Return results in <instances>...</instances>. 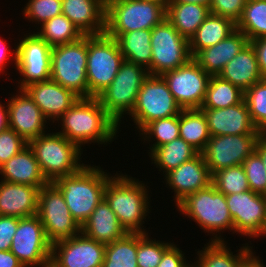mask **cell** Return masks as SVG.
<instances>
[{
    "label": "cell",
    "instance_id": "5",
    "mask_svg": "<svg viewBox=\"0 0 266 267\" xmlns=\"http://www.w3.org/2000/svg\"><path fill=\"white\" fill-rule=\"evenodd\" d=\"M49 132L31 140L28 145L35 154L43 176L48 182H53L61 176L79 172L86 164L80 162L83 149L62 134Z\"/></svg>",
    "mask_w": 266,
    "mask_h": 267
},
{
    "label": "cell",
    "instance_id": "52",
    "mask_svg": "<svg viewBox=\"0 0 266 267\" xmlns=\"http://www.w3.org/2000/svg\"><path fill=\"white\" fill-rule=\"evenodd\" d=\"M254 151L260 156L266 169V139L262 135L256 141Z\"/></svg>",
    "mask_w": 266,
    "mask_h": 267
},
{
    "label": "cell",
    "instance_id": "6",
    "mask_svg": "<svg viewBox=\"0 0 266 267\" xmlns=\"http://www.w3.org/2000/svg\"><path fill=\"white\" fill-rule=\"evenodd\" d=\"M149 75L144 66L124 60L112 83L97 96L101 106L119 126L124 115H130L135 108L138 92Z\"/></svg>",
    "mask_w": 266,
    "mask_h": 267
},
{
    "label": "cell",
    "instance_id": "46",
    "mask_svg": "<svg viewBox=\"0 0 266 267\" xmlns=\"http://www.w3.org/2000/svg\"><path fill=\"white\" fill-rule=\"evenodd\" d=\"M246 0H211L210 12L213 15L231 19L235 24L240 20Z\"/></svg>",
    "mask_w": 266,
    "mask_h": 267
},
{
    "label": "cell",
    "instance_id": "24",
    "mask_svg": "<svg viewBox=\"0 0 266 267\" xmlns=\"http://www.w3.org/2000/svg\"><path fill=\"white\" fill-rule=\"evenodd\" d=\"M0 181V216L22 218L37 214L38 187Z\"/></svg>",
    "mask_w": 266,
    "mask_h": 267
},
{
    "label": "cell",
    "instance_id": "49",
    "mask_svg": "<svg viewBox=\"0 0 266 267\" xmlns=\"http://www.w3.org/2000/svg\"><path fill=\"white\" fill-rule=\"evenodd\" d=\"M4 38H1L0 36V73L3 74L5 69L7 67V63H9L12 61L14 63L13 67H16V63H17V46H15L13 50L8 49L9 43L6 44L7 41H3ZM11 59V60H10Z\"/></svg>",
    "mask_w": 266,
    "mask_h": 267
},
{
    "label": "cell",
    "instance_id": "48",
    "mask_svg": "<svg viewBox=\"0 0 266 267\" xmlns=\"http://www.w3.org/2000/svg\"><path fill=\"white\" fill-rule=\"evenodd\" d=\"M177 244H172L162 256L160 263L157 267H193V263L190 260L186 261L185 253L179 249Z\"/></svg>",
    "mask_w": 266,
    "mask_h": 267
},
{
    "label": "cell",
    "instance_id": "56",
    "mask_svg": "<svg viewBox=\"0 0 266 267\" xmlns=\"http://www.w3.org/2000/svg\"><path fill=\"white\" fill-rule=\"evenodd\" d=\"M146 1L157 2V3L161 4V5H163L165 8H167L168 3L170 2V0H146Z\"/></svg>",
    "mask_w": 266,
    "mask_h": 267
},
{
    "label": "cell",
    "instance_id": "34",
    "mask_svg": "<svg viewBox=\"0 0 266 267\" xmlns=\"http://www.w3.org/2000/svg\"><path fill=\"white\" fill-rule=\"evenodd\" d=\"M179 137L200 153L205 149L211 136L201 109H182L179 114Z\"/></svg>",
    "mask_w": 266,
    "mask_h": 267
},
{
    "label": "cell",
    "instance_id": "27",
    "mask_svg": "<svg viewBox=\"0 0 266 267\" xmlns=\"http://www.w3.org/2000/svg\"><path fill=\"white\" fill-rule=\"evenodd\" d=\"M0 175L2 181L36 186L39 189L48 183L29 145L0 166Z\"/></svg>",
    "mask_w": 266,
    "mask_h": 267
},
{
    "label": "cell",
    "instance_id": "47",
    "mask_svg": "<svg viewBox=\"0 0 266 267\" xmlns=\"http://www.w3.org/2000/svg\"><path fill=\"white\" fill-rule=\"evenodd\" d=\"M19 218L0 216V251H9Z\"/></svg>",
    "mask_w": 266,
    "mask_h": 267
},
{
    "label": "cell",
    "instance_id": "4",
    "mask_svg": "<svg viewBox=\"0 0 266 267\" xmlns=\"http://www.w3.org/2000/svg\"><path fill=\"white\" fill-rule=\"evenodd\" d=\"M176 207L183 216H188L187 218L197 223L203 232L212 235L209 241H225L226 238H222L221 233L225 230L233 232V220L225 195L217 191L212 184L189 194Z\"/></svg>",
    "mask_w": 266,
    "mask_h": 267
},
{
    "label": "cell",
    "instance_id": "50",
    "mask_svg": "<svg viewBox=\"0 0 266 267\" xmlns=\"http://www.w3.org/2000/svg\"><path fill=\"white\" fill-rule=\"evenodd\" d=\"M249 42L256 52L259 70L263 78H266V37L254 39Z\"/></svg>",
    "mask_w": 266,
    "mask_h": 267
},
{
    "label": "cell",
    "instance_id": "15",
    "mask_svg": "<svg viewBox=\"0 0 266 267\" xmlns=\"http://www.w3.org/2000/svg\"><path fill=\"white\" fill-rule=\"evenodd\" d=\"M182 109H200L211 75L192 58L183 66L161 75Z\"/></svg>",
    "mask_w": 266,
    "mask_h": 267
},
{
    "label": "cell",
    "instance_id": "58",
    "mask_svg": "<svg viewBox=\"0 0 266 267\" xmlns=\"http://www.w3.org/2000/svg\"><path fill=\"white\" fill-rule=\"evenodd\" d=\"M47 267H57V266L52 261H50Z\"/></svg>",
    "mask_w": 266,
    "mask_h": 267
},
{
    "label": "cell",
    "instance_id": "37",
    "mask_svg": "<svg viewBox=\"0 0 266 267\" xmlns=\"http://www.w3.org/2000/svg\"><path fill=\"white\" fill-rule=\"evenodd\" d=\"M137 233H127L119 240L106 244L103 267H138Z\"/></svg>",
    "mask_w": 266,
    "mask_h": 267
},
{
    "label": "cell",
    "instance_id": "13",
    "mask_svg": "<svg viewBox=\"0 0 266 267\" xmlns=\"http://www.w3.org/2000/svg\"><path fill=\"white\" fill-rule=\"evenodd\" d=\"M52 244L45 235L38 215L19 218L10 251L24 267H47L51 261Z\"/></svg>",
    "mask_w": 266,
    "mask_h": 267
},
{
    "label": "cell",
    "instance_id": "55",
    "mask_svg": "<svg viewBox=\"0 0 266 267\" xmlns=\"http://www.w3.org/2000/svg\"><path fill=\"white\" fill-rule=\"evenodd\" d=\"M259 256H257L247 267H265V263L263 260H260Z\"/></svg>",
    "mask_w": 266,
    "mask_h": 267
},
{
    "label": "cell",
    "instance_id": "23",
    "mask_svg": "<svg viewBox=\"0 0 266 267\" xmlns=\"http://www.w3.org/2000/svg\"><path fill=\"white\" fill-rule=\"evenodd\" d=\"M248 43L247 36L236 28L216 45L198 51L192 59L211 76L219 75L224 66Z\"/></svg>",
    "mask_w": 266,
    "mask_h": 267
},
{
    "label": "cell",
    "instance_id": "8",
    "mask_svg": "<svg viewBox=\"0 0 266 267\" xmlns=\"http://www.w3.org/2000/svg\"><path fill=\"white\" fill-rule=\"evenodd\" d=\"M123 61L115 38L106 33L87 35L88 98L97 97L112 83Z\"/></svg>",
    "mask_w": 266,
    "mask_h": 267
},
{
    "label": "cell",
    "instance_id": "9",
    "mask_svg": "<svg viewBox=\"0 0 266 267\" xmlns=\"http://www.w3.org/2000/svg\"><path fill=\"white\" fill-rule=\"evenodd\" d=\"M87 35L73 43L52 48L51 77L80 98H88Z\"/></svg>",
    "mask_w": 266,
    "mask_h": 267
},
{
    "label": "cell",
    "instance_id": "53",
    "mask_svg": "<svg viewBox=\"0 0 266 267\" xmlns=\"http://www.w3.org/2000/svg\"><path fill=\"white\" fill-rule=\"evenodd\" d=\"M0 101V131L9 127L8 106ZM3 104V105H2Z\"/></svg>",
    "mask_w": 266,
    "mask_h": 267
},
{
    "label": "cell",
    "instance_id": "19",
    "mask_svg": "<svg viewBox=\"0 0 266 267\" xmlns=\"http://www.w3.org/2000/svg\"><path fill=\"white\" fill-rule=\"evenodd\" d=\"M7 101L9 128L27 143L47 132V119L23 89H17ZM47 127V128H46Z\"/></svg>",
    "mask_w": 266,
    "mask_h": 267
},
{
    "label": "cell",
    "instance_id": "29",
    "mask_svg": "<svg viewBox=\"0 0 266 267\" xmlns=\"http://www.w3.org/2000/svg\"><path fill=\"white\" fill-rule=\"evenodd\" d=\"M225 79L243 92L252 87L255 83L263 80L259 70L256 52L249 42L242 50L230 60L219 73Z\"/></svg>",
    "mask_w": 266,
    "mask_h": 267
},
{
    "label": "cell",
    "instance_id": "26",
    "mask_svg": "<svg viewBox=\"0 0 266 267\" xmlns=\"http://www.w3.org/2000/svg\"><path fill=\"white\" fill-rule=\"evenodd\" d=\"M62 14L84 35L105 33L106 8L101 0H62Z\"/></svg>",
    "mask_w": 266,
    "mask_h": 267
},
{
    "label": "cell",
    "instance_id": "60",
    "mask_svg": "<svg viewBox=\"0 0 266 267\" xmlns=\"http://www.w3.org/2000/svg\"><path fill=\"white\" fill-rule=\"evenodd\" d=\"M261 135L266 139V130Z\"/></svg>",
    "mask_w": 266,
    "mask_h": 267
},
{
    "label": "cell",
    "instance_id": "18",
    "mask_svg": "<svg viewBox=\"0 0 266 267\" xmlns=\"http://www.w3.org/2000/svg\"><path fill=\"white\" fill-rule=\"evenodd\" d=\"M106 245L80 232L52 244L51 261L57 267H103Z\"/></svg>",
    "mask_w": 266,
    "mask_h": 267
},
{
    "label": "cell",
    "instance_id": "51",
    "mask_svg": "<svg viewBox=\"0 0 266 267\" xmlns=\"http://www.w3.org/2000/svg\"><path fill=\"white\" fill-rule=\"evenodd\" d=\"M0 267H24L19 259L9 250L0 251Z\"/></svg>",
    "mask_w": 266,
    "mask_h": 267
},
{
    "label": "cell",
    "instance_id": "10",
    "mask_svg": "<svg viewBox=\"0 0 266 267\" xmlns=\"http://www.w3.org/2000/svg\"><path fill=\"white\" fill-rule=\"evenodd\" d=\"M37 215L51 244L81 232V226L72 217L62 192L53 182L39 190Z\"/></svg>",
    "mask_w": 266,
    "mask_h": 267
},
{
    "label": "cell",
    "instance_id": "32",
    "mask_svg": "<svg viewBox=\"0 0 266 267\" xmlns=\"http://www.w3.org/2000/svg\"><path fill=\"white\" fill-rule=\"evenodd\" d=\"M200 152L180 137L157 147L150 155L152 163L165 175Z\"/></svg>",
    "mask_w": 266,
    "mask_h": 267
},
{
    "label": "cell",
    "instance_id": "44",
    "mask_svg": "<svg viewBox=\"0 0 266 267\" xmlns=\"http://www.w3.org/2000/svg\"><path fill=\"white\" fill-rule=\"evenodd\" d=\"M243 167L252 192L266 195V169L260 156L253 151L244 161Z\"/></svg>",
    "mask_w": 266,
    "mask_h": 267
},
{
    "label": "cell",
    "instance_id": "28",
    "mask_svg": "<svg viewBox=\"0 0 266 267\" xmlns=\"http://www.w3.org/2000/svg\"><path fill=\"white\" fill-rule=\"evenodd\" d=\"M81 232L105 245L119 240L127 234L104 198L83 223Z\"/></svg>",
    "mask_w": 266,
    "mask_h": 267
},
{
    "label": "cell",
    "instance_id": "11",
    "mask_svg": "<svg viewBox=\"0 0 266 267\" xmlns=\"http://www.w3.org/2000/svg\"><path fill=\"white\" fill-rule=\"evenodd\" d=\"M181 111L164 79L149 75L138 92L135 108L129 116L139 133L151 121L176 116Z\"/></svg>",
    "mask_w": 266,
    "mask_h": 267
},
{
    "label": "cell",
    "instance_id": "57",
    "mask_svg": "<svg viewBox=\"0 0 266 267\" xmlns=\"http://www.w3.org/2000/svg\"><path fill=\"white\" fill-rule=\"evenodd\" d=\"M118 0H101L102 4L104 5V7L106 8L108 5H110L113 2H116Z\"/></svg>",
    "mask_w": 266,
    "mask_h": 267
},
{
    "label": "cell",
    "instance_id": "45",
    "mask_svg": "<svg viewBox=\"0 0 266 267\" xmlns=\"http://www.w3.org/2000/svg\"><path fill=\"white\" fill-rule=\"evenodd\" d=\"M27 145L28 143L11 128L0 131V166Z\"/></svg>",
    "mask_w": 266,
    "mask_h": 267
},
{
    "label": "cell",
    "instance_id": "40",
    "mask_svg": "<svg viewBox=\"0 0 266 267\" xmlns=\"http://www.w3.org/2000/svg\"><path fill=\"white\" fill-rule=\"evenodd\" d=\"M211 184L224 195L250 190L243 165L228 167L212 175Z\"/></svg>",
    "mask_w": 266,
    "mask_h": 267
},
{
    "label": "cell",
    "instance_id": "54",
    "mask_svg": "<svg viewBox=\"0 0 266 267\" xmlns=\"http://www.w3.org/2000/svg\"><path fill=\"white\" fill-rule=\"evenodd\" d=\"M169 3L199 4L210 7L211 0H170Z\"/></svg>",
    "mask_w": 266,
    "mask_h": 267
},
{
    "label": "cell",
    "instance_id": "3",
    "mask_svg": "<svg viewBox=\"0 0 266 267\" xmlns=\"http://www.w3.org/2000/svg\"><path fill=\"white\" fill-rule=\"evenodd\" d=\"M99 166L86 164L79 172L53 181L62 192L72 217L80 226L104 198L106 183L112 176Z\"/></svg>",
    "mask_w": 266,
    "mask_h": 267
},
{
    "label": "cell",
    "instance_id": "17",
    "mask_svg": "<svg viewBox=\"0 0 266 267\" xmlns=\"http://www.w3.org/2000/svg\"><path fill=\"white\" fill-rule=\"evenodd\" d=\"M233 220V233L256 239L264 236L266 219L265 195L251 190L225 195Z\"/></svg>",
    "mask_w": 266,
    "mask_h": 267
},
{
    "label": "cell",
    "instance_id": "30",
    "mask_svg": "<svg viewBox=\"0 0 266 267\" xmlns=\"http://www.w3.org/2000/svg\"><path fill=\"white\" fill-rule=\"evenodd\" d=\"M210 13V8L204 5L168 3L166 19L189 41Z\"/></svg>",
    "mask_w": 266,
    "mask_h": 267
},
{
    "label": "cell",
    "instance_id": "59",
    "mask_svg": "<svg viewBox=\"0 0 266 267\" xmlns=\"http://www.w3.org/2000/svg\"><path fill=\"white\" fill-rule=\"evenodd\" d=\"M265 199H266V195H265ZM264 236L266 237V219H265V225H264Z\"/></svg>",
    "mask_w": 266,
    "mask_h": 267
},
{
    "label": "cell",
    "instance_id": "39",
    "mask_svg": "<svg viewBox=\"0 0 266 267\" xmlns=\"http://www.w3.org/2000/svg\"><path fill=\"white\" fill-rule=\"evenodd\" d=\"M236 28L244 33L249 41L266 37V0H246Z\"/></svg>",
    "mask_w": 266,
    "mask_h": 267
},
{
    "label": "cell",
    "instance_id": "43",
    "mask_svg": "<svg viewBox=\"0 0 266 267\" xmlns=\"http://www.w3.org/2000/svg\"><path fill=\"white\" fill-rule=\"evenodd\" d=\"M23 9V16L36 26L62 14V0H28Z\"/></svg>",
    "mask_w": 266,
    "mask_h": 267
},
{
    "label": "cell",
    "instance_id": "38",
    "mask_svg": "<svg viewBox=\"0 0 266 267\" xmlns=\"http://www.w3.org/2000/svg\"><path fill=\"white\" fill-rule=\"evenodd\" d=\"M139 137L141 141L149 144L150 155L157 147L179 137V115L151 121L139 132Z\"/></svg>",
    "mask_w": 266,
    "mask_h": 267
},
{
    "label": "cell",
    "instance_id": "14",
    "mask_svg": "<svg viewBox=\"0 0 266 267\" xmlns=\"http://www.w3.org/2000/svg\"><path fill=\"white\" fill-rule=\"evenodd\" d=\"M33 33V34H32ZM24 34L17 44L16 71L20 79L17 88L23 89L35 83L50 80L52 47L41 39L35 31Z\"/></svg>",
    "mask_w": 266,
    "mask_h": 267
},
{
    "label": "cell",
    "instance_id": "36",
    "mask_svg": "<svg viewBox=\"0 0 266 267\" xmlns=\"http://www.w3.org/2000/svg\"><path fill=\"white\" fill-rule=\"evenodd\" d=\"M244 100V92L218 75L211 76L201 108L221 109Z\"/></svg>",
    "mask_w": 266,
    "mask_h": 267
},
{
    "label": "cell",
    "instance_id": "22",
    "mask_svg": "<svg viewBox=\"0 0 266 267\" xmlns=\"http://www.w3.org/2000/svg\"><path fill=\"white\" fill-rule=\"evenodd\" d=\"M200 109L205 114L211 137L220 135L261 134L251 120L245 100L226 108Z\"/></svg>",
    "mask_w": 266,
    "mask_h": 267
},
{
    "label": "cell",
    "instance_id": "1",
    "mask_svg": "<svg viewBox=\"0 0 266 267\" xmlns=\"http://www.w3.org/2000/svg\"><path fill=\"white\" fill-rule=\"evenodd\" d=\"M57 122L62 126L58 133L81 149L86 144H110L117 139L118 131H121L97 97L79 98Z\"/></svg>",
    "mask_w": 266,
    "mask_h": 267
},
{
    "label": "cell",
    "instance_id": "21",
    "mask_svg": "<svg viewBox=\"0 0 266 267\" xmlns=\"http://www.w3.org/2000/svg\"><path fill=\"white\" fill-rule=\"evenodd\" d=\"M23 90L40 108L50 122L55 123L80 98L53 80L32 83ZM50 121V122H49Z\"/></svg>",
    "mask_w": 266,
    "mask_h": 267
},
{
    "label": "cell",
    "instance_id": "31",
    "mask_svg": "<svg viewBox=\"0 0 266 267\" xmlns=\"http://www.w3.org/2000/svg\"><path fill=\"white\" fill-rule=\"evenodd\" d=\"M236 29V24L226 17L209 14L189 40V52L193 57L198 51L216 45Z\"/></svg>",
    "mask_w": 266,
    "mask_h": 267
},
{
    "label": "cell",
    "instance_id": "41",
    "mask_svg": "<svg viewBox=\"0 0 266 267\" xmlns=\"http://www.w3.org/2000/svg\"><path fill=\"white\" fill-rule=\"evenodd\" d=\"M150 233H137V265L138 267H157L163 253L175 242L151 239ZM150 237V238H149Z\"/></svg>",
    "mask_w": 266,
    "mask_h": 267
},
{
    "label": "cell",
    "instance_id": "42",
    "mask_svg": "<svg viewBox=\"0 0 266 267\" xmlns=\"http://www.w3.org/2000/svg\"><path fill=\"white\" fill-rule=\"evenodd\" d=\"M244 100L254 126L262 134L266 130V78L247 89Z\"/></svg>",
    "mask_w": 266,
    "mask_h": 267
},
{
    "label": "cell",
    "instance_id": "20",
    "mask_svg": "<svg viewBox=\"0 0 266 267\" xmlns=\"http://www.w3.org/2000/svg\"><path fill=\"white\" fill-rule=\"evenodd\" d=\"M164 180L166 187L174 192L173 200L177 206L189 194L207 188L211 184V174L202 153L182 163L176 169L166 173Z\"/></svg>",
    "mask_w": 266,
    "mask_h": 267
},
{
    "label": "cell",
    "instance_id": "12",
    "mask_svg": "<svg viewBox=\"0 0 266 267\" xmlns=\"http://www.w3.org/2000/svg\"><path fill=\"white\" fill-rule=\"evenodd\" d=\"M150 43L152 60L147 69L152 76H161L185 65L192 58L189 41L166 18L152 28Z\"/></svg>",
    "mask_w": 266,
    "mask_h": 267
},
{
    "label": "cell",
    "instance_id": "16",
    "mask_svg": "<svg viewBox=\"0 0 266 267\" xmlns=\"http://www.w3.org/2000/svg\"><path fill=\"white\" fill-rule=\"evenodd\" d=\"M261 134L220 135L210 137L201 152L211 176L222 169L242 165L254 151Z\"/></svg>",
    "mask_w": 266,
    "mask_h": 267
},
{
    "label": "cell",
    "instance_id": "33",
    "mask_svg": "<svg viewBox=\"0 0 266 267\" xmlns=\"http://www.w3.org/2000/svg\"><path fill=\"white\" fill-rule=\"evenodd\" d=\"M124 60L142 65H151V30H135L120 34L116 39Z\"/></svg>",
    "mask_w": 266,
    "mask_h": 267
},
{
    "label": "cell",
    "instance_id": "7",
    "mask_svg": "<svg viewBox=\"0 0 266 267\" xmlns=\"http://www.w3.org/2000/svg\"><path fill=\"white\" fill-rule=\"evenodd\" d=\"M166 18V8L154 1L118 0L106 7L105 33L112 38L135 30H152Z\"/></svg>",
    "mask_w": 266,
    "mask_h": 267
},
{
    "label": "cell",
    "instance_id": "2",
    "mask_svg": "<svg viewBox=\"0 0 266 267\" xmlns=\"http://www.w3.org/2000/svg\"><path fill=\"white\" fill-rule=\"evenodd\" d=\"M121 173L116 172L109 178L104 199L127 233L146 234L148 232L143 225L144 220L153 207L150 206L149 186L137 178Z\"/></svg>",
    "mask_w": 266,
    "mask_h": 267
},
{
    "label": "cell",
    "instance_id": "25",
    "mask_svg": "<svg viewBox=\"0 0 266 267\" xmlns=\"http://www.w3.org/2000/svg\"><path fill=\"white\" fill-rule=\"evenodd\" d=\"M226 243L228 244L227 241H209L196 252L198 256L193 267H247L257 257L253 246L248 243H244L234 255L235 252Z\"/></svg>",
    "mask_w": 266,
    "mask_h": 267
},
{
    "label": "cell",
    "instance_id": "35",
    "mask_svg": "<svg viewBox=\"0 0 266 267\" xmlns=\"http://www.w3.org/2000/svg\"><path fill=\"white\" fill-rule=\"evenodd\" d=\"M35 33L52 48L73 43L85 36L65 15H57L40 25Z\"/></svg>",
    "mask_w": 266,
    "mask_h": 267
}]
</instances>
